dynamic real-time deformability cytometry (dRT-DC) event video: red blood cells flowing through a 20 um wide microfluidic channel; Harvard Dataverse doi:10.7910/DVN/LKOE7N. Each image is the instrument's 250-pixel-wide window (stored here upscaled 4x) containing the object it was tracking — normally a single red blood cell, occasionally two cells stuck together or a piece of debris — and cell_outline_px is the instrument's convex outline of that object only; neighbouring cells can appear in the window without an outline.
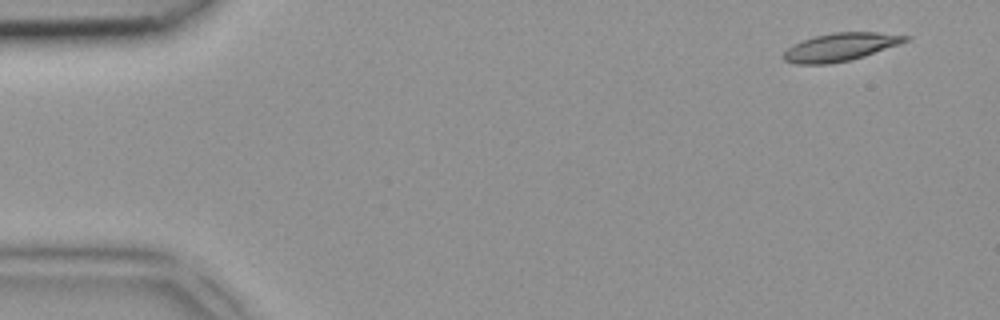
{"species": "common noctule bat (a hibernating species)", "species_latin": "Nyctalus noctula", "temperature_condition": "room temperature", "stored_images_in_passage": 4, "camera_frame_rate_fps": 3000, "um_per_image_px": 0.085, "animal": {"sex": "female", "body_mass_g": 18.4}, "frame": {"image": 1, "passage_image": 1, "time_ms": 0.0, "image_size_px": [1000, 320], "cell_outline_px": [[912, 36], [908, 40], [864, 56], [848, 60], [828, 64], [796, 64], [784, 60], [780, 56], [792, 44], [816, 36], [836, 32], [876, 32]], "centroid_in_image_um": [71.39, 4.0], "position_along_channel_um": 13.6, "area_um2": 19.59}}
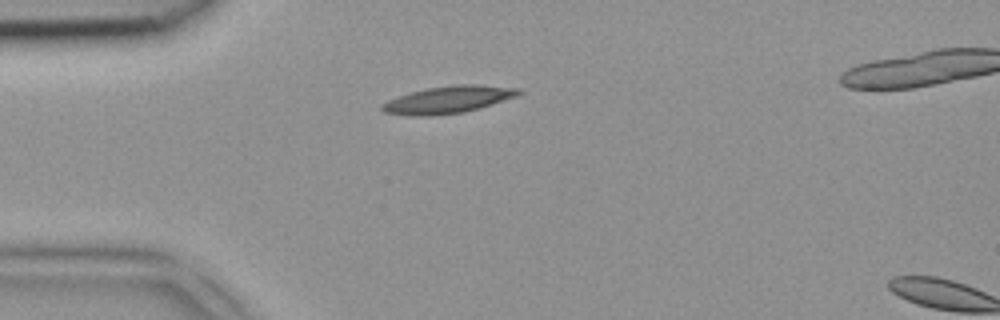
{"frame": {"image": 2, "passage_image": 3, "time_ms": 0.667, "image_size_px": [1000, 320], "cell_outline_px": [[524, 92], [516, 96], [480, 108], [464, 112], [432, 116], [408, 116], [384, 112], [380, 108], [380, 104], [388, 100], [412, 92], [428, 88], [456, 84], [480, 84], [520, 88]], "centroid_in_image_um": [38.11, 8.47], "position_along_channel_um": 46.9, "area_um2": 21.73}}